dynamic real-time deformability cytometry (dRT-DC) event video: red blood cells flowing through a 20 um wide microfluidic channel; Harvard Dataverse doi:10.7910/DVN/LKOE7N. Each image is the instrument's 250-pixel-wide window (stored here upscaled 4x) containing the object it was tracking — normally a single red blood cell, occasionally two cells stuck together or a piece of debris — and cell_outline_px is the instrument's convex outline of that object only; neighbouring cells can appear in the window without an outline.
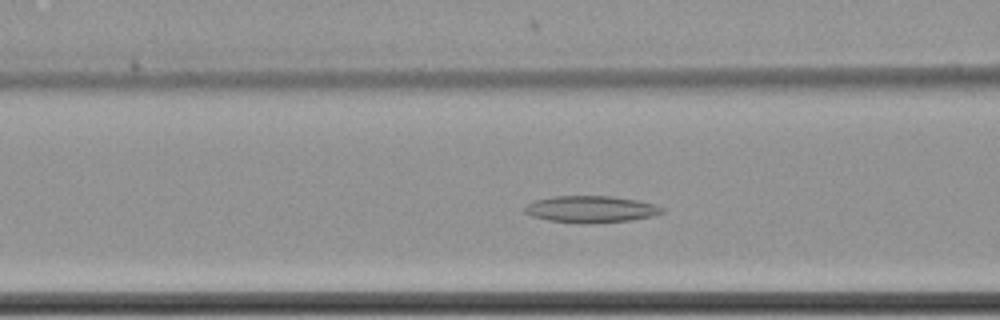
{"species": "common noctule bat (a hibernating species)", "species_latin": "Nyctalus noctula", "temperature_condition": "cold", "stored_images_in_passage": 56, "camera_frame_rate_fps": 3000, "um_per_image_px": 0.085, "animal": {"sex": "female", "body_mass_g": 22.7, "forearm_length_mm": 54.2}, "frame": {"image": 1, "passage_image": 23, "time_ms": 7.333, "image_size_px": [1000, 320], "cell_outline_px": [[664, 212], [652, 216], [632, 220], [548, 220], [532, 216], [524, 212], [524, 208], [528, 204], [536, 200], [552, 196], [612, 196], [636, 200], [656, 204], [664, 208]], "centroid_in_image_um": [50.26, 17.72], "position_along_channel_um": 116.3, "area_um2": 20.23}}
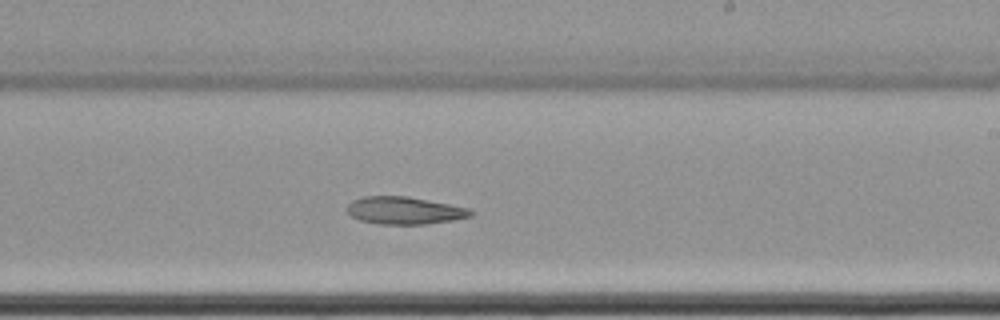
{"frame": {"image": 2, "passage_image": 35, "time_ms": 11.333, "image_size_px": [1000, 320], "cell_outline_px": [[476, 212], [472, 216], [452, 220], [424, 224], [380, 224], [360, 220], [352, 216], [348, 212], [348, 204], [352, 200], [364, 196], [408, 196], [468, 208]], "centroid_in_image_um": [34.39, 17.89], "position_along_channel_um": 254.6, "area_um2": 19.65}}
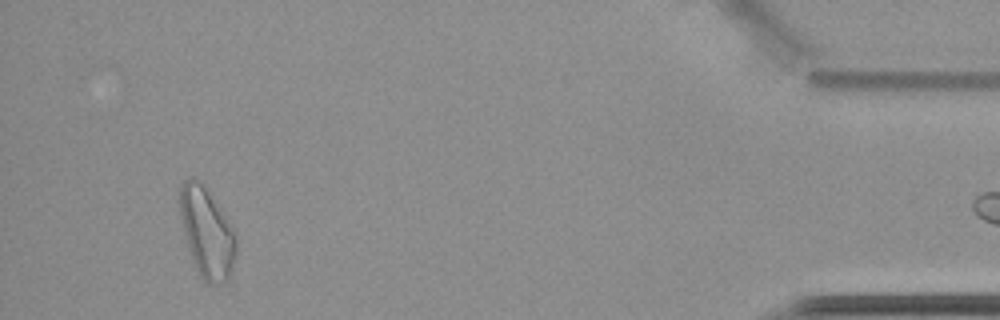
{"frame": {"image": 3, "passage_image": 55, "time_ms": 18.0, "image_size_px": [1000, 320], "cell_outline_px": [[236, 252], [232, 272], [228, 280], [216, 284], [208, 284], [200, 276], [196, 268], [184, 232], [180, 216], [180, 184], [184, 180], [192, 176], [196, 176], [204, 184], [228, 220], [236, 236]], "centroid_in_image_um": [17.59, 19.74], "position_along_channel_um": 417.6, "area_um2": 29.36}}